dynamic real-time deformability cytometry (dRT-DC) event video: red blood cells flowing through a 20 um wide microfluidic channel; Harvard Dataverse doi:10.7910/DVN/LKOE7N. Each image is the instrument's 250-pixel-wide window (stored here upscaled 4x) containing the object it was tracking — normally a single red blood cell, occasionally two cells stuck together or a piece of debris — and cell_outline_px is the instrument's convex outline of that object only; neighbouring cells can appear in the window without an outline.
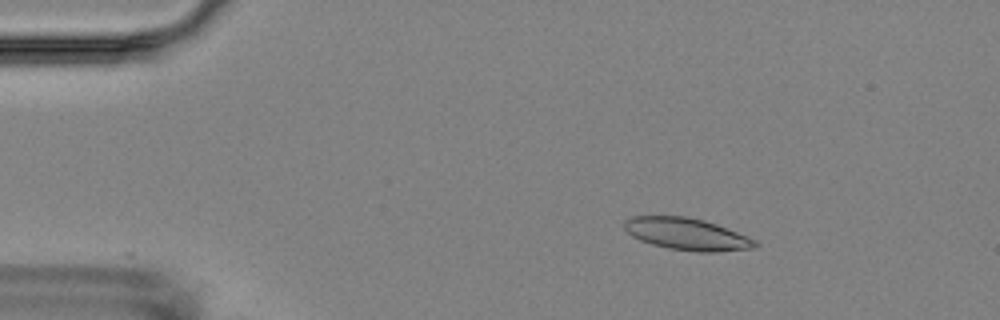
{"species": "Egyptian fruit bat (a non-hibernating species)", "species_latin": "Rousettus aegyptiacus", "temperature_condition": "room temperature", "stored_images_in_passage": 6, "camera_frame_rate_fps": 3000, "um_per_image_px": 0.085, "animal": {"sex": "female"}, "frame": {"image": 1, "passage_image": 3, "time_ms": 2.333, "image_size_px": [1000, 320], "cell_outline_px": [[760, 244], [756, 248], [716, 252], [696, 252], [668, 248], [652, 244], [640, 240], [632, 236], [624, 228], [624, 220], [632, 216], [688, 216], [704, 220], [716, 224], [748, 236], [756, 240]], "centroid_in_image_um": [58.41, 19.9], "position_along_channel_um": 26.6, "area_um2": 24.57}}